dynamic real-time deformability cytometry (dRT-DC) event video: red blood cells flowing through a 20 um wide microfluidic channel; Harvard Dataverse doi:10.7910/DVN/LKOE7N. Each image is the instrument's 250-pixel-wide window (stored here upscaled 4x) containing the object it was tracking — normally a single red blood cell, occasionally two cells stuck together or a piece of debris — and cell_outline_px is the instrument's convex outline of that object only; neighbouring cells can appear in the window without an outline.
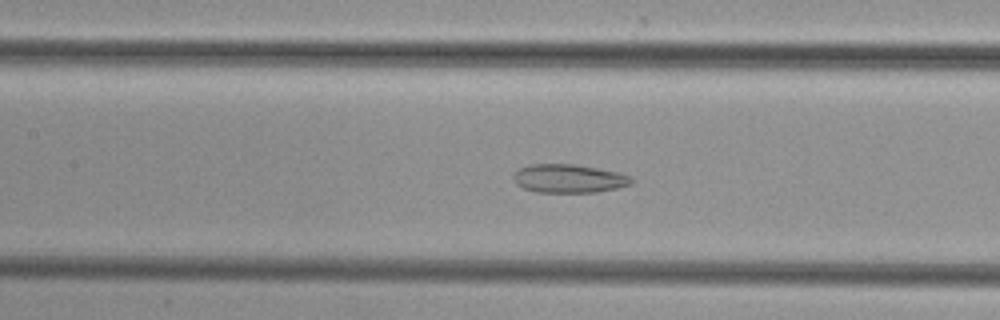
{"species": "common noctule bat (a hibernating species)", "species_latin": "Nyctalus noctula", "temperature_condition": "cold", "stored_images_in_passage": 51, "camera_frame_rate_fps": 3000, "um_per_image_px": 0.085, "animal": {"sex": "female", "body_mass_g": 29.2, "forearm_length_mm": 56.3}, "frame": {"image": 1, "passage_image": 23, "time_ms": 7.333, "image_size_px": [1000, 320], "cell_outline_px": [[632, 184], [616, 188], [596, 192], [536, 192], [524, 188], [516, 184], [512, 180], [512, 176], [520, 168], [532, 164], [572, 164], [620, 172], [632, 176]], "centroid_in_image_um": [48.35, 15.17], "position_along_channel_um": 159.0, "area_um2": 19.59}}
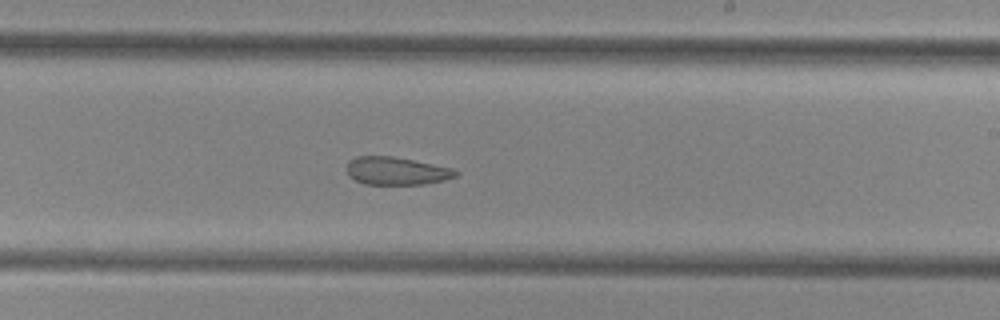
{"frame": {"image": 2, "passage_image": 30, "time_ms": 9.667, "image_size_px": [1000, 320], "cell_outline_px": [[460, 172], [456, 176], [444, 180], [424, 184], [364, 184], [348, 176], [348, 160], [356, 156], [392, 156], [452, 168]], "centroid_in_image_um": [33.69, 14.53], "position_along_channel_um": 255.3, "area_um2": 17.57}}
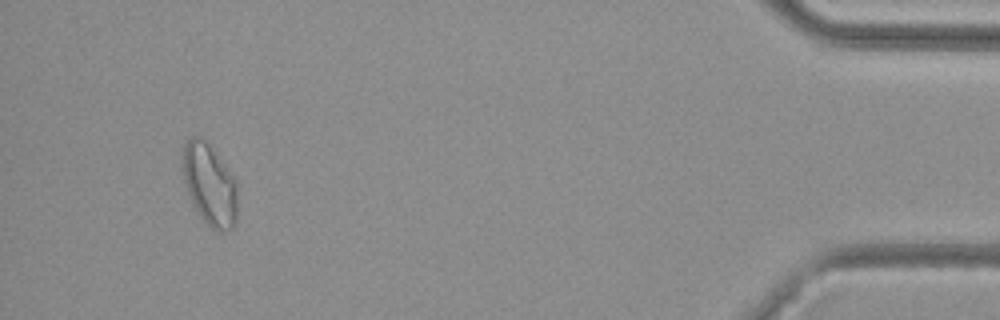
{"frame": {"image": 3, "passage_image": 47, "time_ms": 15.333, "image_size_px": [1000, 320], "cell_outline_px": [[236, 220], [232, 228], [228, 232], [216, 232], [200, 216], [192, 204], [184, 184], [180, 168], [180, 152], [188, 136], [200, 136], [208, 144], [232, 172], [236, 180]], "centroid_in_image_um": [17.76, 15.65], "position_along_channel_um": 417.4, "area_um2": 26.88}}